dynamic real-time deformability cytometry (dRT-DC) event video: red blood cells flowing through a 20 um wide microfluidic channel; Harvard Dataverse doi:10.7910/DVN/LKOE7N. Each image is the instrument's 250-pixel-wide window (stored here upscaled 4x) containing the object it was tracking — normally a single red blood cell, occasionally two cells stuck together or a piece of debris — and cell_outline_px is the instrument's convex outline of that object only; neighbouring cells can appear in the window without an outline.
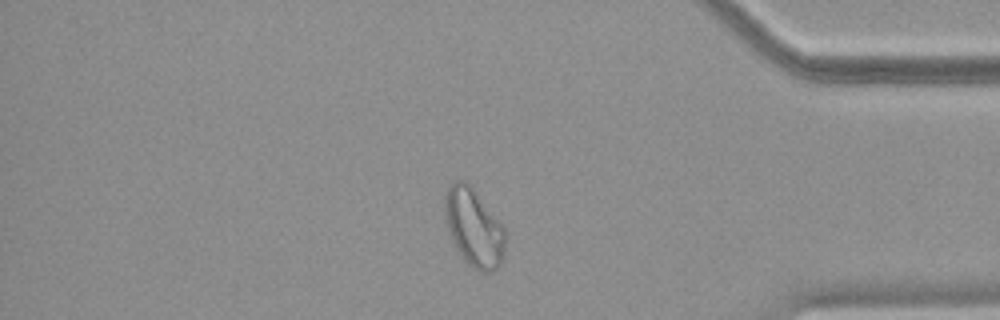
{"species": "common noctule bat (a hibernating species)", "species_latin": "Nyctalus noctula", "temperature_condition": "warm", "stored_images_in_passage": 50, "camera_frame_rate_fps": 3000, "um_per_image_px": 0.085, "animal": {"sex": "female", "body_mass_g": 18.4}, "frame": {"image": 1, "passage_image": 43, "time_ms": 14.0, "image_size_px": [1000, 320], "cell_outline_px": [[504, 256], [500, 264], [496, 268], [488, 272], [480, 272], [472, 268], [464, 260], [456, 248], [448, 232], [444, 220], [444, 196], [448, 184], [456, 180], [464, 180], [472, 188], [504, 228]], "centroid_in_image_um": [40.22, 19.35], "position_along_channel_um": 395.0, "area_um2": 27.34}}